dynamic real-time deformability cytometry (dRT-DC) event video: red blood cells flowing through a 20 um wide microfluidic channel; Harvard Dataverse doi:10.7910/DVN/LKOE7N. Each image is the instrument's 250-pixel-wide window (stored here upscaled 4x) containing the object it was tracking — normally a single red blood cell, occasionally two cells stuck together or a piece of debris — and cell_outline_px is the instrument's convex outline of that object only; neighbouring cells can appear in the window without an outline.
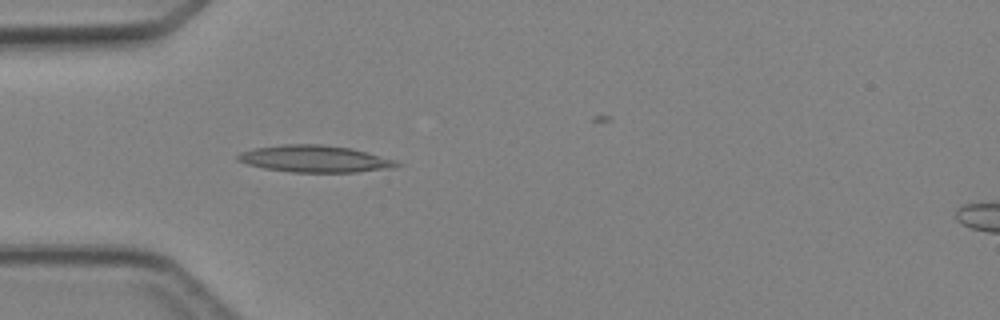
{"species": "Egyptian fruit bat (a non-hibernating species)", "species_latin": "Rousettus aegyptiacus", "temperature_condition": "cold", "stored_images_in_passage": 5, "camera_frame_rate_fps": 3000, "um_per_image_px": 0.085, "animal": {"sex": "female"}, "frame": {"image": 1, "passage_image": 4, "time_ms": 4.333, "image_size_px": [1000, 320], "cell_outline_px": [[404, 164], [396, 168], [356, 172], [292, 172], [264, 168], [248, 164], [236, 160], [236, 156], [240, 152], [256, 148], [284, 144], [320, 144], [352, 148], [396, 160]], "centroid_in_image_um": [26.81, 13.5], "position_along_channel_um": 58.2, "area_um2": 25.03}}